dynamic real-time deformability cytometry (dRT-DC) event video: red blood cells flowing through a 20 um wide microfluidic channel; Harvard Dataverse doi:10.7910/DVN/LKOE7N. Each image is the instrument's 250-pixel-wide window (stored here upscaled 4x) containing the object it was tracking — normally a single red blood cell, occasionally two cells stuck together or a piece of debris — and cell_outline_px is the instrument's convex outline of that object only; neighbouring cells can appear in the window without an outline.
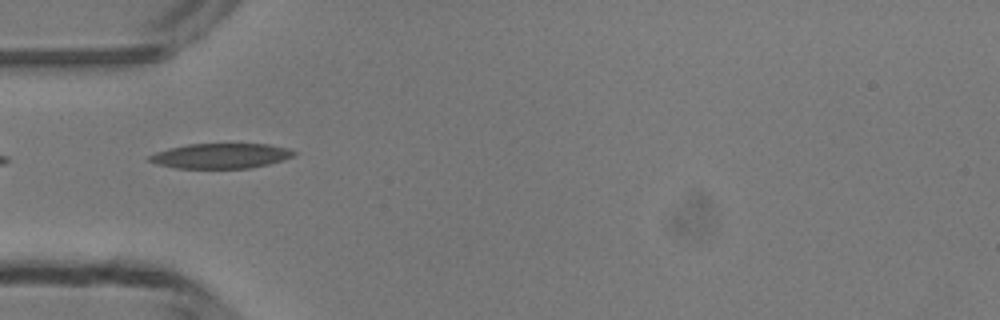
{"species": "common noctule bat (a hibernating species)", "species_latin": "Nyctalus noctula", "temperature_condition": "room temperature", "stored_images_in_passage": 31, "camera_frame_rate_fps": 3000, "um_per_image_px": 0.085, "animal": {"sex": "male", "body_mass_g": 13.3}, "frame": {"image": 1, "passage_image": 1, "time_ms": 0.0, "image_size_px": [1000, 320], "cell_outline_px": [[296, 152], [292, 156], [284, 160], [268, 164], [248, 168], [176, 168], [160, 164], [148, 160], [148, 156], [156, 152], [168, 148], [188, 144], [268, 144], [288, 148]], "centroid_in_image_um": [18.77, 13.24], "position_along_channel_um": 66.2, "area_um2": 20.92}}
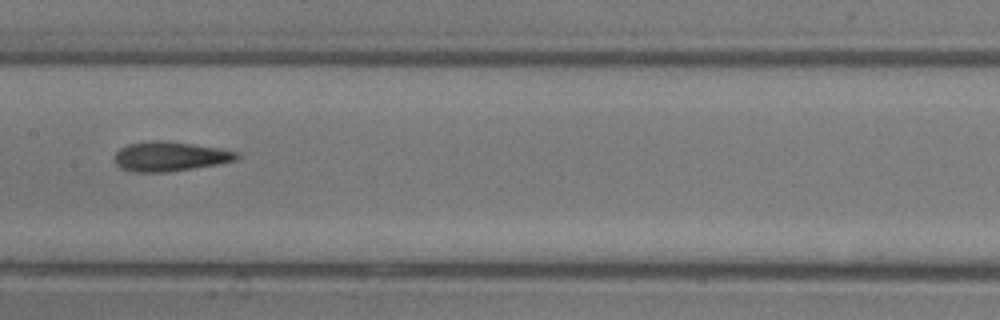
{"frame": {"image": 2, "passage_image": 10, "time_ms": 3.0, "image_size_px": [1000, 320], "cell_outline_px": [[240, 156], [236, 160], [220, 164], [168, 172], [132, 172], [120, 168], [116, 164], [112, 156], [120, 148], [128, 144], [148, 140], [168, 140], [220, 148], [236, 152]], "centroid_in_image_um": [14.41, 13.29], "position_along_channel_um": 193.0, "area_um2": 21.44}}
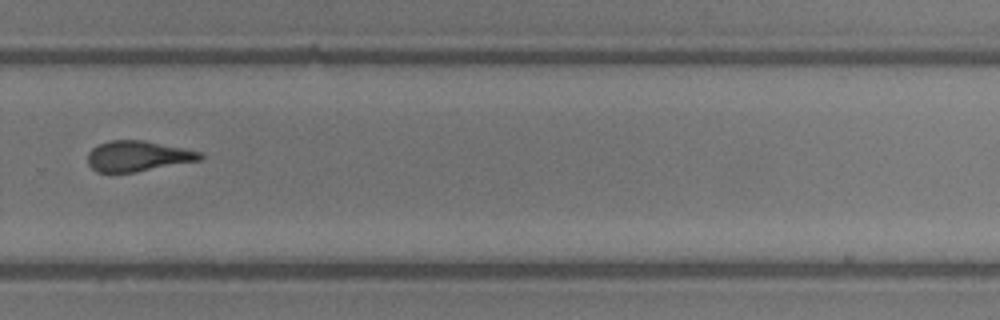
{"frame": {"image": 3, "passage_image": 19, "time_ms": 6.0, "image_size_px": [1000, 320], "cell_outline_px": [[204, 156], [200, 160], [136, 172], [96, 172], [88, 164], [88, 152], [92, 148], [100, 144], [112, 140], [144, 140], [184, 148], [200, 152]], "centroid_in_image_um": [11.71, 13.27], "position_along_channel_um": 318.1, "area_um2": 19.88}, "authors_computed_cell_mechanics": {"area_um2": 21.097, "velocity_mm_per_s": 4.1996, "shape_relaxation_time_tau1_ms": 6.64, "shape_relaxation_time_tau2_ms": 2.4963, "deformation_change_tau1": 0.1786, "deformation_change_tau2": 0.1248}}